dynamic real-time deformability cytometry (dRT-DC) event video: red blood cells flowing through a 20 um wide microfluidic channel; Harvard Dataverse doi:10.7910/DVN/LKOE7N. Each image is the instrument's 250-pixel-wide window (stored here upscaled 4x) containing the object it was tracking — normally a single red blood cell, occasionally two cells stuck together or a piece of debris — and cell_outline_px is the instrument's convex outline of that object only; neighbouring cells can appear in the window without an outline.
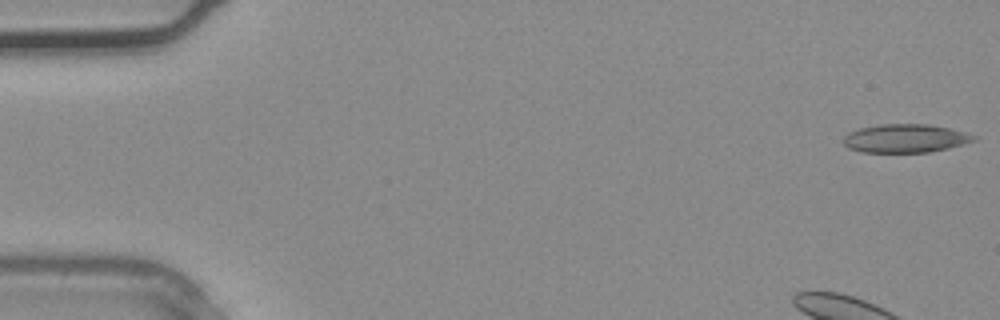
{"species": "common noctule bat (a hibernating species)", "species_latin": "Nyctalus noctula", "temperature_condition": "warm", "stored_images_in_passage": 3, "camera_frame_rate_fps": 3000, "um_per_image_px": 0.085, "animal": {"sex": "male", "body_mass_g": 20.4}, "frame": {"image": 1, "passage_image": 1, "time_ms": 0.0, "image_size_px": [1000, 320], "cell_outline_px": [[980, 136], [976, 140], [964, 144], [948, 148], [928, 152], [860, 152], [848, 148], [844, 144], [844, 136], [848, 132], [860, 128], [880, 124], [928, 124], [948, 128]], "centroid_in_image_um": [76.96, 11.76], "position_along_channel_um": 8.0, "area_um2": 21.68}}